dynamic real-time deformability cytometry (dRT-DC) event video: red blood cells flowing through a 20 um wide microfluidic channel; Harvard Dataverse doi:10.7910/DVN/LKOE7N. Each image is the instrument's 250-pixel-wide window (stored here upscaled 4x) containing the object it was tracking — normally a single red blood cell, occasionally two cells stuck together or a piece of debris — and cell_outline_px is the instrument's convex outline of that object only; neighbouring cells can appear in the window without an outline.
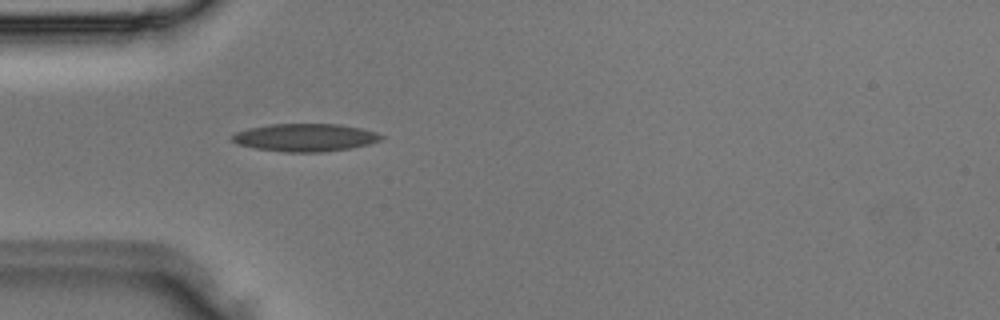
{"species": "Egyptian fruit bat (a non-hibernating species)", "species_latin": "Rousettus aegyptiacus", "temperature_condition": "room temperature", "stored_images_in_passage": 1, "camera_frame_rate_fps": 3000, "um_per_image_px": 0.085, "animal": {"sex": "male"}, "frame": {"image": 1, "passage_image": 1, "time_ms": 0.0, "image_size_px": [1000, 320], "cell_outline_px": [[384, 136], [380, 140], [368, 144], [352, 148], [324, 152], [284, 152], [256, 148], [236, 144], [232, 140], [232, 136], [236, 132], [248, 128], [272, 124], [340, 124], [360, 128], [376, 132]], "centroid_in_image_um": [25.94, 11.69], "position_along_channel_um": 59.1, "area_um2": 24.1}}